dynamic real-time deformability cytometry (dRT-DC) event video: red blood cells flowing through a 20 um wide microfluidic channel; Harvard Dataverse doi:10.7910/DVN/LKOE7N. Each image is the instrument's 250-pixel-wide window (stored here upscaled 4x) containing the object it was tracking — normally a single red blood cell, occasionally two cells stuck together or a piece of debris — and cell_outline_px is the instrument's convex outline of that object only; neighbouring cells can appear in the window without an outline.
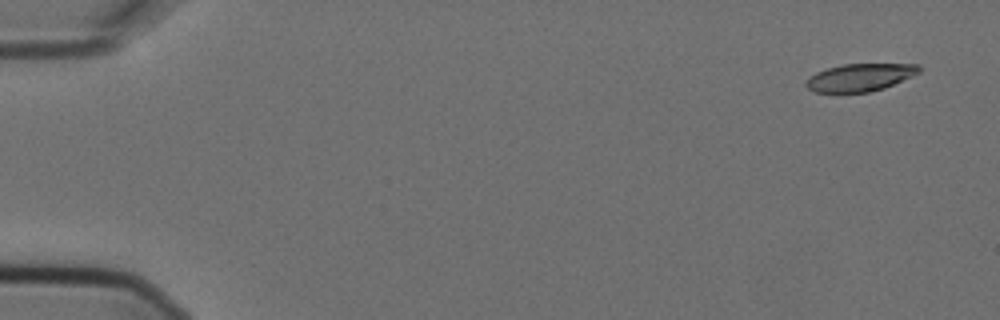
{"species": "Egyptian fruit bat (a non-hibernating species)", "species_latin": "Rousettus aegyptiacus", "temperature_condition": "cold", "stored_images_in_passage": 8, "camera_frame_rate_fps": 3000, "um_per_image_px": 0.085, "animal": {"sex": "female"}, "frame": {"image": 1, "passage_image": 1, "time_ms": 0.0, "image_size_px": [1000, 320], "cell_outline_px": [[920, 72], [912, 76], [884, 88], [868, 92], [812, 92], [804, 84], [816, 72], [828, 68], [844, 64], [920, 64]], "centroid_in_image_um": [73.11, 6.58], "position_along_channel_um": 11.9, "area_um2": 17.98}}
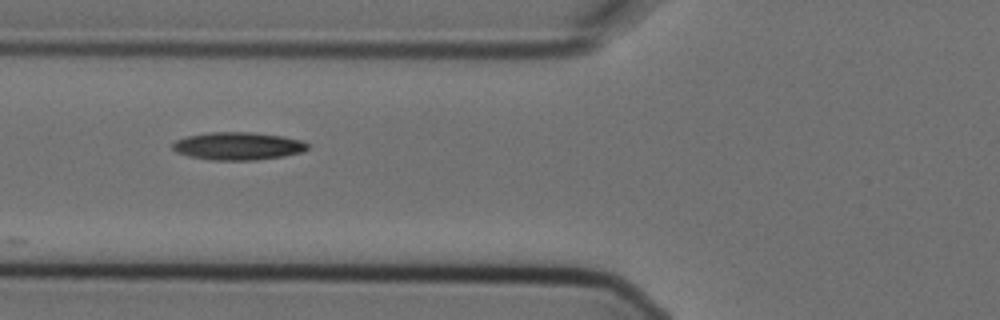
{"frame": {"image": 2, "passage_image": 6, "time_ms": 1.667, "image_size_px": [1000, 320], "cell_outline_px": [[308, 148], [300, 152], [284, 156], [256, 160], [212, 160], [188, 156], [176, 152], [172, 148], [172, 144], [176, 140], [188, 136], [212, 132], [252, 132], [284, 136], [304, 140], [308, 144]], "centroid_in_image_um": [20.24, 12.41], "position_along_channel_um": 105.6, "area_um2": 21.91}}
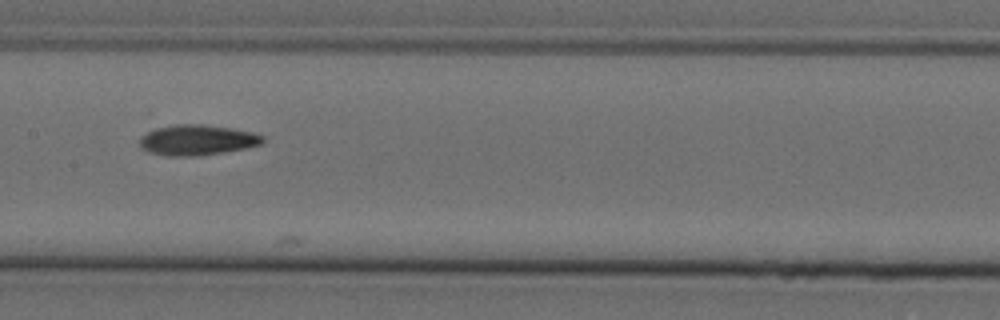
{"frame": {"image": 3, "passage_image": 8, "time_ms": 2.333, "image_size_px": [1000, 320], "cell_outline_px": [[264, 140], [260, 144], [248, 148], [192, 156], [168, 156], [148, 152], [140, 148], [140, 136], [156, 128], [176, 124], [204, 124], [232, 128], [252, 132], [264, 136]], "centroid_in_image_um": [16.74, 11.89], "position_along_channel_um": 190.7, "area_um2": 21.79}}